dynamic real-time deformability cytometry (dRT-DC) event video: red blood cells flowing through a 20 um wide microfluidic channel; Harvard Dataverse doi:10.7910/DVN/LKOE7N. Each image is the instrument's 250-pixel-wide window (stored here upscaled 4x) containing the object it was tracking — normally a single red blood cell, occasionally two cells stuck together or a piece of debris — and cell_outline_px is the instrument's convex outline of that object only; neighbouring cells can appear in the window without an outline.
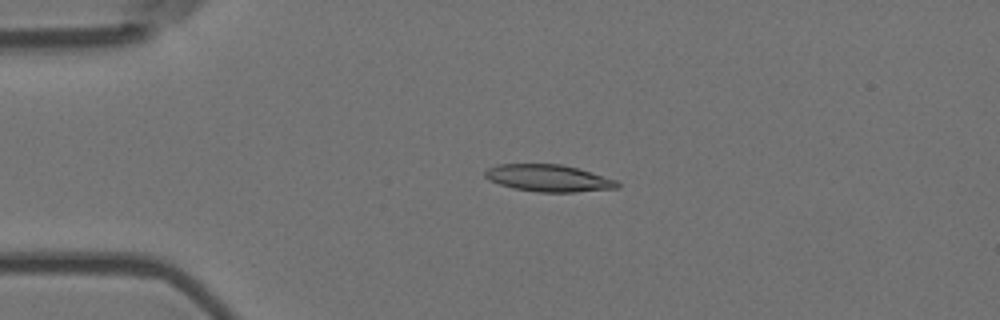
{"species": "Egyptian fruit bat (a non-hibernating species)", "species_latin": "Rousettus aegyptiacus", "temperature_condition": "room temperature", "stored_images_in_passage": 55, "camera_frame_rate_fps": 3000, "um_per_image_px": 0.085, "animal": {"sex": "female"}, "frame": {"image": 1, "passage_image": 13, "time_ms": 4.0, "image_size_px": [1000, 320], "cell_outline_px": [[620, 188], [572, 192], [536, 192], [512, 188], [488, 180], [484, 176], [484, 172], [488, 168], [496, 164], [560, 164], [576, 168], [616, 180], [620, 184]], "centroid_in_image_um": [46.58, 15.15], "position_along_channel_um": 38.4, "area_um2": 20.75}}
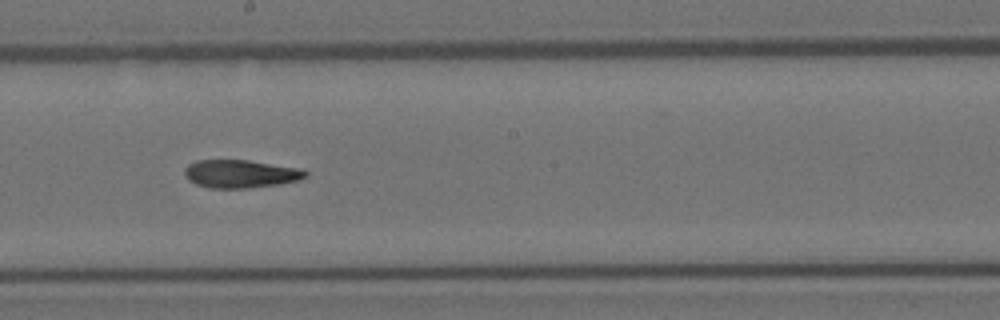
{"frame": {"image": 2, "passage_image": 31, "time_ms": 10.0, "image_size_px": [1000, 320], "cell_outline_px": [[308, 176], [300, 180], [280, 184], [248, 188], [208, 188], [196, 184], [188, 180], [184, 176], [184, 168], [188, 164], [196, 160], [248, 160], [300, 168], [308, 172]], "centroid_in_image_um": [20.44, 14.78], "position_along_channel_um": 227.8, "area_um2": 20.0}}
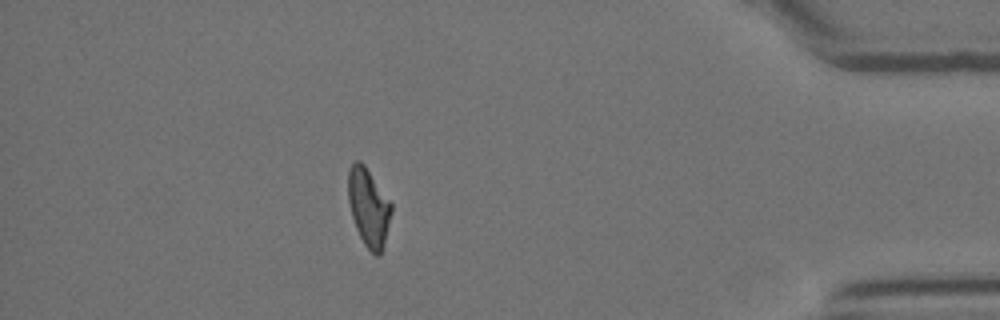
{"frame": {"image": 3, "passage_image": 49, "time_ms": 16.0, "image_size_px": [1000, 320], "cell_outline_px": [[392, 212], [380, 256], [376, 256], [364, 244], [356, 228], [352, 216], [348, 200], [348, 172], [352, 164], [356, 160], [360, 160], [364, 164], [392, 204]], "centroid_in_image_um": [31.32, 17.61], "position_along_channel_um": 403.9, "area_um2": 19.36}, "authors_computed_cell_mechanics": {"area_um2": 20.1722, "velocity_mm_per_s": 3.6856, "shape_relaxation_time_tau1_ms": null, "shape_relaxation_time_tau2_ms": 6.2714, "deformation_change_tau1": null, "deformation_change_tau2": 0.155}}